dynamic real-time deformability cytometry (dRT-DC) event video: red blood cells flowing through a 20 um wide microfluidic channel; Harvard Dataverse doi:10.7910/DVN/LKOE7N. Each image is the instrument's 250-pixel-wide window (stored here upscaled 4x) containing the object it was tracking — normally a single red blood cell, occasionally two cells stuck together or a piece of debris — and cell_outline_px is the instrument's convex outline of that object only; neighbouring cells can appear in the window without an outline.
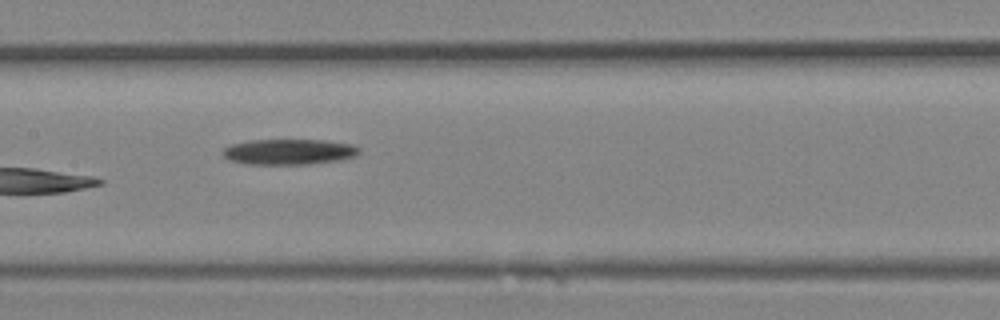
{"species": "Egyptian fruit bat (a non-hibernating species)", "species_latin": "Rousettus aegyptiacus", "temperature_condition": "room temperature", "stored_images_in_passage": 19, "camera_frame_rate_fps": 3000, "um_per_image_px": 0.085, "animal": {"sex": "female"}, "frame": {"image": 1, "passage_image": 14, "time_ms": 4.333, "image_size_px": [1000, 320], "cell_outline_px": [[360, 152], [356, 156], [340, 160], [308, 164], [244, 164], [228, 160], [220, 152], [224, 148], [232, 144], [248, 140], [324, 140], [352, 144], [360, 148]], "centroid_in_image_um": [24.54, 12.9], "position_along_channel_um": 182.9, "area_um2": 20.52}}
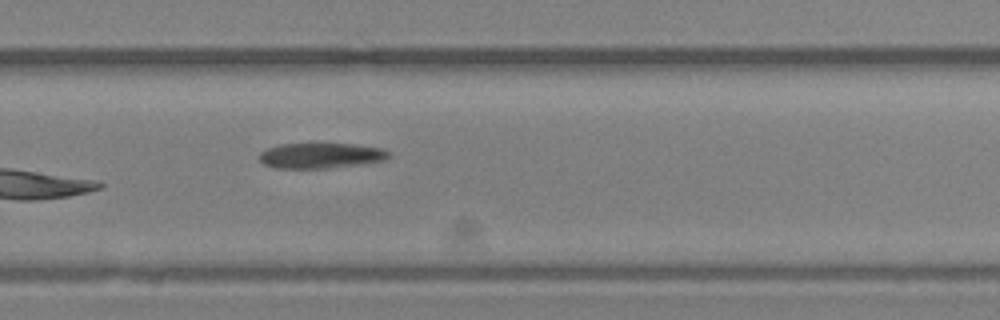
{"frame": {"image": 2, "passage_image": 19, "time_ms": 6.0, "image_size_px": [1000, 320], "cell_outline_px": [[388, 156], [384, 160], [360, 164], [328, 168], [276, 168], [264, 164], [260, 160], [260, 152], [268, 148], [280, 144], [316, 140], [356, 144], [380, 148], [388, 152]], "centroid_in_image_um": [27.22, 13.16], "position_along_channel_um": 302.6, "area_um2": 19.94}}